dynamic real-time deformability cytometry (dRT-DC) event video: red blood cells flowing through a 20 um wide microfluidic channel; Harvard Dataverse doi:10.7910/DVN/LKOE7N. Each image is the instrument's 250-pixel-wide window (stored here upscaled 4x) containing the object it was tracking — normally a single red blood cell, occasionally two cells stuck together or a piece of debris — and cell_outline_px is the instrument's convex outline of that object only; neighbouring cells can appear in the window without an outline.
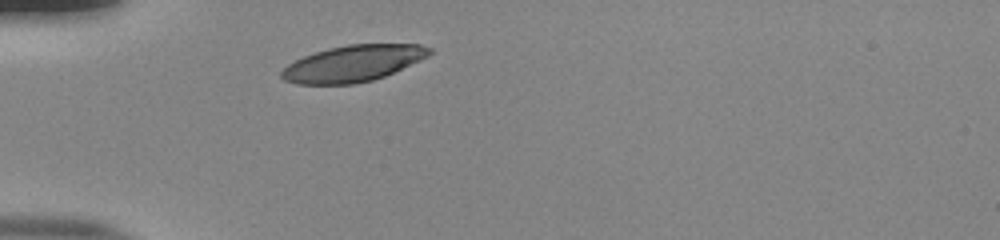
{"species": "human", "species_latin": "Homo sapiens", "temperature_condition": "room temperature", "stored_images_in_passage": 29, "camera_frame_rate_fps": 3000, "um_per_image_px": 0.085, "donor": {"sex": "male"}, "frame": {"image": 1, "passage_image": 1, "time_ms": 0.0, "image_size_px": [1000, 240], "cell_outline_px": [[432, 52], [428, 56], [420, 60], [384, 76], [372, 80], [352, 84], [296, 84], [284, 80], [280, 76], [280, 72], [288, 64], [304, 56], [328, 48], [348, 44], [420, 44], [432, 48]], "centroid_in_image_um": [30.0, 5.39], "position_along_channel_um": 55.0, "area_um2": 31.15}}
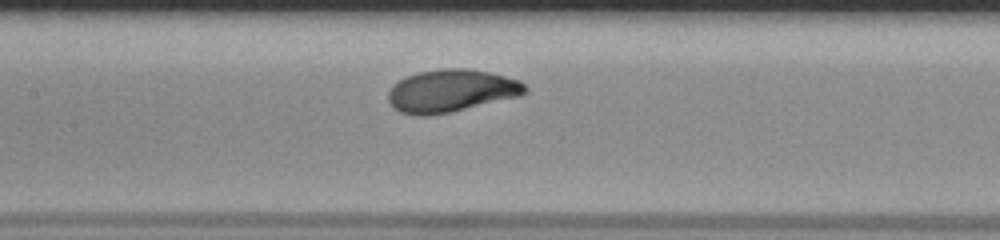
{"frame": {"image": 2, "passage_image": 11, "time_ms": 3.333, "image_size_px": [1000, 240], "cell_outline_px": [[528, 92], [520, 96], [448, 112], [428, 116], [416, 116], [400, 112], [392, 108], [388, 100], [388, 92], [392, 84], [408, 76], [420, 72], [440, 68], [468, 68], [488, 72], [520, 80], [528, 88]], "centroid_in_image_um": [38.33, 7.72], "position_along_channel_um": 169.1, "area_um2": 33.99}}
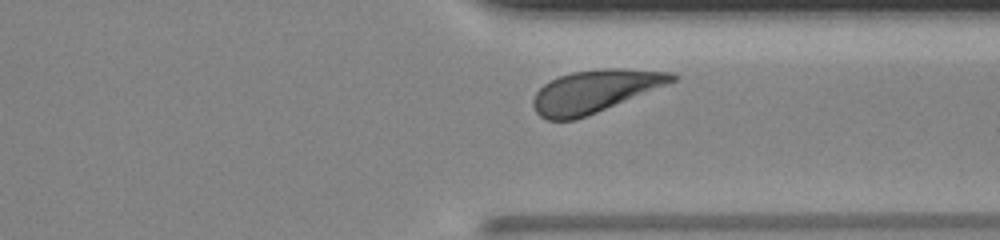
{"frame": {"image": 3, "passage_image": 26, "time_ms": 8.333, "image_size_px": [1000, 240], "cell_outline_px": [[680, 76], [676, 80], [668, 84], [576, 120], [548, 120], [540, 116], [536, 112], [532, 104], [532, 100], [536, 92], [544, 84], [560, 76], [572, 72], [604, 68], [620, 68], [672, 72]], "centroid_in_image_um": [50.56, 7.75], "position_along_channel_um": 360.8, "area_um2": 34.16}, "authors_computed_cell_mechanics": {"area_um2": 33.3506, "velocity_mm_per_s": 3.8347, "shape_relaxation_time_tau1_ms": 3.3309, "shape_relaxation_time_tau2_ms": null, "deformation_change_tau1": 0.1727, "deformation_change_tau2": null}}